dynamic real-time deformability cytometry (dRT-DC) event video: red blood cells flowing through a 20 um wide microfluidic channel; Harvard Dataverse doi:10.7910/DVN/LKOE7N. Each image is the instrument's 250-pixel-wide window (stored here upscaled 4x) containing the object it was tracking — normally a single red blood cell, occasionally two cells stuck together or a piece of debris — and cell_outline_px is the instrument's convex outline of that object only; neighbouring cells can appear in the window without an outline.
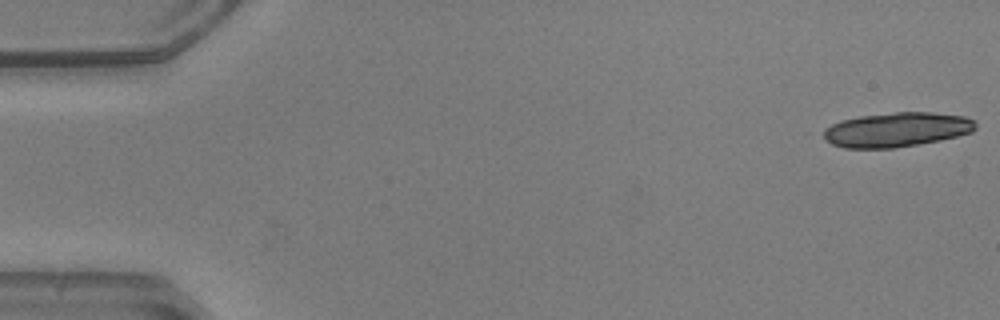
{"species": "common noctule bat (a hibernating species)", "species_latin": "Nyctalus noctula", "temperature_condition": "warm", "stored_images_in_passage": 18, "camera_frame_rate_fps": 3000, "um_per_image_px": 0.085, "animal": {"sex": "male", "body_mass_g": 20.5, "forearm_length_mm": 52.5}, "frame": {"image": 1, "passage_image": 1, "time_ms": 0.0, "image_size_px": [1000, 320], "cell_outline_px": [[976, 128], [972, 132], [940, 140], [896, 148], [844, 148], [832, 144], [824, 136], [824, 128], [840, 120], [860, 116], [896, 112], [932, 112], [964, 116], [972, 120], [976, 124]], "centroid_in_image_um": [76.22, 11.02], "position_along_channel_um": 8.8, "area_um2": 30.46}}